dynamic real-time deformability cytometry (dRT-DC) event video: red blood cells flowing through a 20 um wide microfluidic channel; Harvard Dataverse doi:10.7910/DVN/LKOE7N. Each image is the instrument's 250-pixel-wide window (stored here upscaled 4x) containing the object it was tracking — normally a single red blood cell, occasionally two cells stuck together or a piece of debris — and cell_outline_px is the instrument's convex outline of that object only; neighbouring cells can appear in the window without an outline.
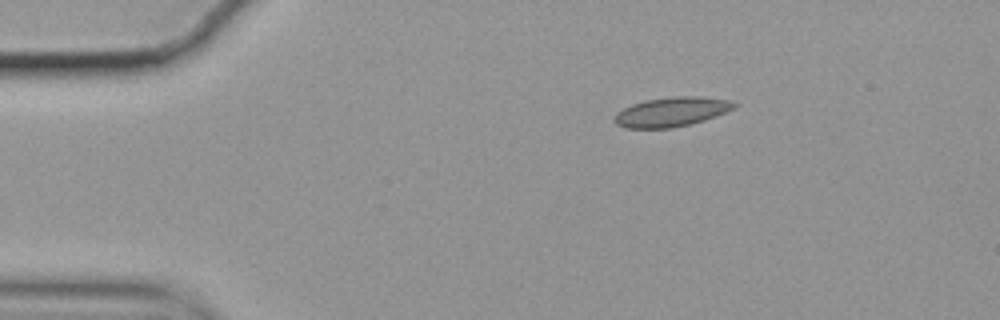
{"species": "common noctule bat (a hibernating species)", "species_latin": "Nyctalus noctula", "temperature_condition": "cold", "stored_images_in_passage": 48, "camera_frame_rate_fps": 3000, "um_per_image_px": 0.085, "animal": {"sex": "female", "body_mass_g": 19.9}, "frame": {"image": 1, "passage_image": 1, "time_ms": 0.0, "image_size_px": [1000, 320], "cell_outline_px": [[740, 104], [736, 108], [716, 116], [704, 120], [672, 128], [624, 128], [616, 124], [612, 120], [616, 112], [632, 104], [644, 100], [672, 96], [696, 96], [728, 100]], "centroid_in_image_um": [57.06, 9.5], "position_along_channel_um": 27.9, "area_um2": 20.69}}
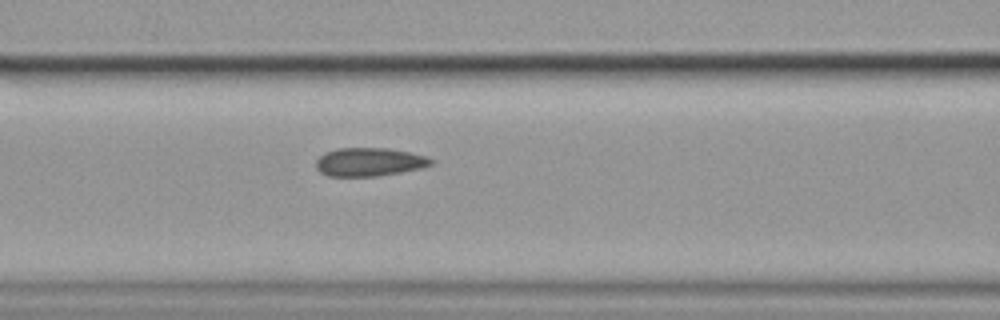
{"frame": {"image": 2, "passage_image": 15, "time_ms": 4.667, "image_size_px": [1000, 320], "cell_outline_px": [[436, 164], [420, 168], [400, 172], [376, 176], [328, 176], [320, 172], [316, 168], [316, 160], [324, 152], [336, 148], [388, 148], [428, 156], [436, 160]], "centroid_in_image_um": [31.42, 13.76], "position_along_channel_um": 135.2, "area_um2": 19.25}}
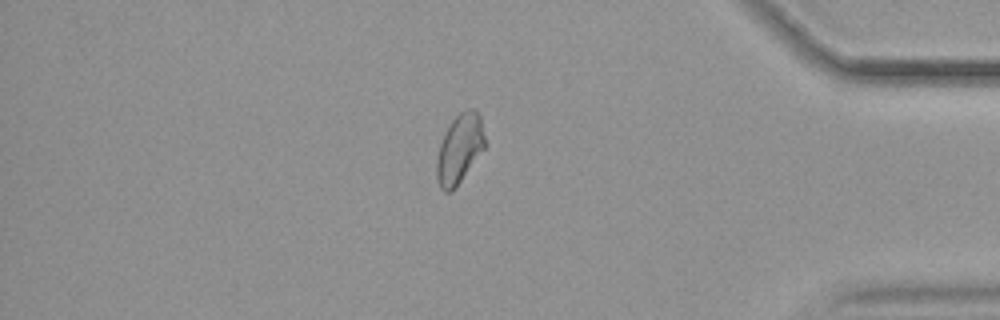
{"frame": {"image": 3, "passage_image": 40, "time_ms": 13.0, "image_size_px": [1000, 320], "cell_outline_px": [[484, 148], [452, 192], [444, 192], [440, 188], [436, 176], [436, 160], [440, 144], [452, 120], [460, 112], [468, 108], [476, 108], [480, 116], [484, 136]], "centroid_in_image_um": [39.04, 12.65], "position_along_channel_um": 396.2, "area_um2": 19.13}, "authors_computed_cell_mechanics": {"area_um2": 19.363, "velocity_mm_per_s": 3.5021, "shape_relaxation_time_tau1_ms": null, "shape_relaxation_time_tau2_ms": 2.495, "deformation_change_tau1": null, "deformation_change_tau2": 0.0608}}